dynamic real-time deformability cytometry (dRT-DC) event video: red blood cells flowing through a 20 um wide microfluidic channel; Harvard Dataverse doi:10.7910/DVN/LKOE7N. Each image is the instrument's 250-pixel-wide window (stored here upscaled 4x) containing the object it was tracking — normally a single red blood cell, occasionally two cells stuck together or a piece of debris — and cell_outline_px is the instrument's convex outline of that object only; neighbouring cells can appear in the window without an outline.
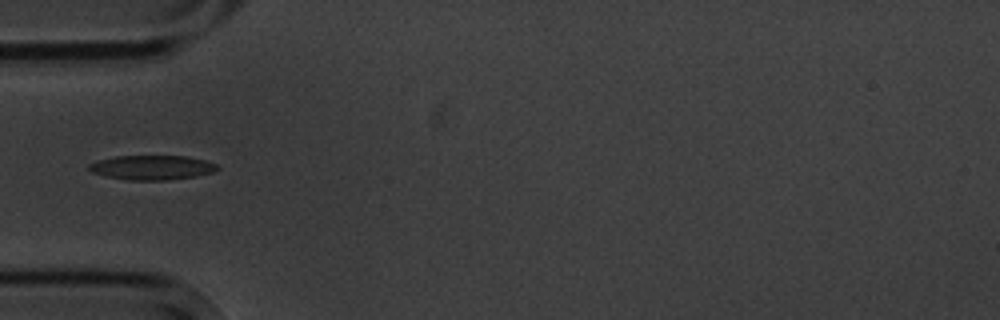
{"species": "common noctule bat (a hibernating species)", "species_latin": "Nyctalus noctula", "temperature_condition": "cold", "stored_images_in_passage": 4, "camera_frame_rate_fps": 3000, "um_per_image_px": 0.085, "animal": {"sex": "male", "body_mass_g": 20.1, "forearm_length_mm": 53.5}, "frame": {"image": 1, "passage_image": 4, "time_ms": 3.333, "image_size_px": [1000, 320], "cell_outline_px": [[220, 168], [216, 172], [196, 176], [164, 180], [128, 180], [104, 176], [92, 172], [88, 168], [88, 164], [100, 160], [116, 156], [184, 156], [204, 160], [216, 164]], "centroid_in_image_um": [12.93, 14.24], "position_along_channel_um": 72.1, "area_um2": 18.26}}